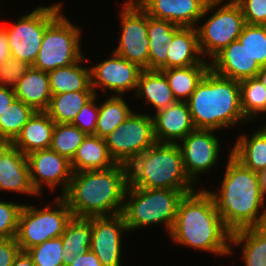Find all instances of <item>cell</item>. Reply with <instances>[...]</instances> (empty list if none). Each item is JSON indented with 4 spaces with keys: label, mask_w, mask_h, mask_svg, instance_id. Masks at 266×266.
Segmentation results:
<instances>
[{
    "label": "cell",
    "mask_w": 266,
    "mask_h": 266,
    "mask_svg": "<svg viewBox=\"0 0 266 266\" xmlns=\"http://www.w3.org/2000/svg\"><path fill=\"white\" fill-rule=\"evenodd\" d=\"M231 235L206 188L184 195L169 233L175 244L220 257L231 255Z\"/></svg>",
    "instance_id": "1"
},
{
    "label": "cell",
    "mask_w": 266,
    "mask_h": 266,
    "mask_svg": "<svg viewBox=\"0 0 266 266\" xmlns=\"http://www.w3.org/2000/svg\"><path fill=\"white\" fill-rule=\"evenodd\" d=\"M224 178L217 192L207 190L226 227L233 233L266 225V204L260 175L229 153ZM263 208V209H261Z\"/></svg>",
    "instance_id": "2"
},
{
    "label": "cell",
    "mask_w": 266,
    "mask_h": 266,
    "mask_svg": "<svg viewBox=\"0 0 266 266\" xmlns=\"http://www.w3.org/2000/svg\"><path fill=\"white\" fill-rule=\"evenodd\" d=\"M128 186V167L116 163L103 170L73 172L61 196L73 217L89 218L122 213Z\"/></svg>",
    "instance_id": "3"
},
{
    "label": "cell",
    "mask_w": 266,
    "mask_h": 266,
    "mask_svg": "<svg viewBox=\"0 0 266 266\" xmlns=\"http://www.w3.org/2000/svg\"><path fill=\"white\" fill-rule=\"evenodd\" d=\"M186 102L196 129L222 131L248 123L241 109L239 81L210 69Z\"/></svg>",
    "instance_id": "4"
},
{
    "label": "cell",
    "mask_w": 266,
    "mask_h": 266,
    "mask_svg": "<svg viewBox=\"0 0 266 266\" xmlns=\"http://www.w3.org/2000/svg\"><path fill=\"white\" fill-rule=\"evenodd\" d=\"M128 185L147 189L197 190L187 176L177 143L153 144L128 165ZM195 187V188H194Z\"/></svg>",
    "instance_id": "5"
},
{
    "label": "cell",
    "mask_w": 266,
    "mask_h": 266,
    "mask_svg": "<svg viewBox=\"0 0 266 266\" xmlns=\"http://www.w3.org/2000/svg\"><path fill=\"white\" fill-rule=\"evenodd\" d=\"M193 191L195 190L147 189L128 185L122 210L128 231L163 224L169 235L180 200Z\"/></svg>",
    "instance_id": "6"
},
{
    "label": "cell",
    "mask_w": 266,
    "mask_h": 266,
    "mask_svg": "<svg viewBox=\"0 0 266 266\" xmlns=\"http://www.w3.org/2000/svg\"><path fill=\"white\" fill-rule=\"evenodd\" d=\"M210 12L212 15L205 19ZM201 19L205 23L196 27V30L199 47L205 59L207 56L211 59L221 49L238 40L246 24L242 9L235 0L227 3L226 0H209L200 21Z\"/></svg>",
    "instance_id": "7"
},
{
    "label": "cell",
    "mask_w": 266,
    "mask_h": 266,
    "mask_svg": "<svg viewBox=\"0 0 266 266\" xmlns=\"http://www.w3.org/2000/svg\"><path fill=\"white\" fill-rule=\"evenodd\" d=\"M72 217L71 210L61 196L43 208L23 204L16 234L21 251L26 252L46 240L60 237Z\"/></svg>",
    "instance_id": "8"
},
{
    "label": "cell",
    "mask_w": 266,
    "mask_h": 266,
    "mask_svg": "<svg viewBox=\"0 0 266 266\" xmlns=\"http://www.w3.org/2000/svg\"><path fill=\"white\" fill-rule=\"evenodd\" d=\"M62 2L50 6L39 5L24 13L16 22L4 25L11 58L20 59L33 66L41 48L45 29L63 12Z\"/></svg>",
    "instance_id": "9"
},
{
    "label": "cell",
    "mask_w": 266,
    "mask_h": 266,
    "mask_svg": "<svg viewBox=\"0 0 266 266\" xmlns=\"http://www.w3.org/2000/svg\"><path fill=\"white\" fill-rule=\"evenodd\" d=\"M62 12L46 29L34 68L50 72L78 62L81 51L82 30Z\"/></svg>",
    "instance_id": "10"
},
{
    "label": "cell",
    "mask_w": 266,
    "mask_h": 266,
    "mask_svg": "<svg viewBox=\"0 0 266 266\" xmlns=\"http://www.w3.org/2000/svg\"><path fill=\"white\" fill-rule=\"evenodd\" d=\"M104 139L115 162L128 165L157 142L151 113L133 112Z\"/></svg>",
    "instance_id": "11"
},
{
    "label": "cell",
    "mask_w": 266,
    "mask_h": 266,
    "mask_svg": "<svg viewBox=\"0 0 266 266\" xmlns=\"http://www.w3.org/2000/svg\"><path fill=\"white\" fill-rule=\"evenodd\" d=\"M122 5L119 13L121 35L113 51L143 70L148 69V14L135 0H125Z\"/></svg>",
    "instance_id": "12"
},
{
    "label": "cell",
    "mask_w": 266,
    "mask_h": 266,
    "mask_svg": "<svg viewBox=\"0 0 266 266\" xmlns=\"http://www.w3.org/2000/svg\"><path fill=\"white\" fill-rule=\"evenodd\" d=\"M111 52L110 58L90 66L91 87L96 95H98L97 89H102L106 95L110 91L113 94L109 95L122 96L132 90L135 94L143 69L114 51Z\"/></svg>",
    "instance_id": "13"
},
{
    "label": "cell",
    "mask_w": 266,
    "mask_h": 266,
    "mask_svg": "<svg viewBox=\"0 0 266 266\" xmlns=\"http://www.w3.org/2000/svg\"><path fill=\"white\" fill-rule=\"evenodd\" d=\"M213 132L216 130L196 129L177 143L185 172L195 186L202 173H208L211 168L217 166L221 143Z\"/></svg>",
    "instance_id": "14"
},
{
    "label": "cell",
    "mask_w": 266,
    "mask_h": 266,
    "mask_svg": "<svg viewBox=\"0 0 266 266\" xmlns=\"http://www.w3.org/2000/svg\"><path fill=\"white\" fill-rule=\"evenodd\" d=\"M29 167V178L33 190L41 196L43 186L51 191L60 187L62 196L70 183L72 168L70 161L51 148L34 151L26 155ZM61 185V186H60Z\"/></svg>",
    "instance_id": "15"
},
{
    "label": "cell",
    "mask_w": 266,
    "mask_h": 266,
    "mask_svg": "<svg viewBox=\"0 0 266 266\" xmlns=\"http://www.w3.org/2000/svg\"><path fill=\"white\" fill-rule=\"evenodd\" d=\"M129 232L122 215L92 217L90 250L103 266H122V234Z\"/></svg>",
    "instance_id": "16"
},
{
    "label": "cell",
    "mask_w": 266,
    "mask_h": 266,
    "mask_svg": "<svg viewBox=\"0 0 266 266\" xmlns=\"http://www.w3.org/2000/svg\"><path fill=\"white\" fill-rule=\"evenodd\" d=\"M135 1L148 16L170 21L180 27H197L209 0Z\"/></svg>",
    "instance_id": "17"
},
{
    "label": "cell",
    "mask_w": 266,
    "mask_h": 266,
    "mask_svg": "<svg viewBox=\"0 0 266 266\" xmlns=\"http://www.w3.org/2000/svg\"><path fill=\"white\" fill-rule=\"evenodd\" d=\"M208 61L212 72L236 81L256 77L261 70L239 40L231 42Z\"/></svg>",
    "instance_id": "18"
},
{
    "label": "cell",
    "mask_w": 266,
    "mask_h": 266,
    "mask_svg": "<svg viewBox=\"0 0 266 266\" xmlns=\"http://www.w3.org/2000/svg\"><path fill=\"white\" fill-rule=\"evenodd\" d=\"M151 116L158 143H178L196 130L186 101H177Z\"/></svg>",
    "instance_id": "19"
},
{
    "label": "cell",
    "mask_w": 266,
    "mask_h": 266,
    "mask_svg": "<svg viewBox=\"0 0 266 266\" xmlns=\"http://www.w3.org/2000/svg\"><path fill=\"white\" fill-rule=\"evenodd\" d=\"M3 190L38 196L30 183L27 157L14 146L0 160V191Z\"/></svg>",
    "instance_id": "20"
},
{
    "label": "cell",
    "mask_w": 266,
    "mask_h": 266,
    "mask_svg": "<svg viewBox=\"0 0 266 266\" xmlns=\"http://www.w3.org/2000/svg\"><path fill=\"white\" fill-rule=\"evenodd\" d=\"M168 69L194 65H209L203 57L196 27H181L168 47Z\"/></svg>",
    "instance_id": "21"
},
{
    "label": "cell",
    "mask_w": 266,
    "mask_h": 266,
    "mask_svg": "<svg viewBox=\"0 0 266 266\" xmlns=\"http://www.w3.org/2000/svg\"><path fill=\"white\" fill-rule=\"evenodd\" d=\"M54 126L55 122L45 111H36L22 127L13 145L25 155L48 149L52 143Z\"/></svg>",
    "instance_id": "22"
},
{
    "label": "cell",
    "mask_w": 266,
    "mask_h": 266,
    "mask_svg": "<svg viewBox=\"0 0 266 266\" xmlns=\"http://www.w3.org/2000/svg\"><path fill=\"white\" fill-rule=\"evenodd\" d=\"M16 98L35 111H46L52 96L47 72L31 66L14 87Z\"/></svg>",
    "instance_id": "23"
},
{
    "label": "cell",
    "mask_w": 266,
    "mask_h": 266,
    "mask_svg": "<svg viewBox=\"0 0 266 266\" xmlns=\"http://www.w3.org/2000/svg\"><path fill=\"white\" fill-rule=\"evenodd\" d=\"M180 28L170 21L148 16V70L168 69V47Z\"/></svg>",
    "instance_id": "24"
},
{
    "label": "cell",
    "mask_w": 266,
    "mask_h": 266,
    "mask_svg": "<svg viewBox=\"0 0 266 266\" xmlns=\"http://www.w3.org/2000/svg\"><path fill=\"white\" fill-rule=\"evenodd\" d=\"M136 99L142 98L144 104L155 109V112L177 102L161 70H142L135 92Z\"/></svg>",
    "instance_id": "25"
},
{
    "label": "cell",
    "mask_w": 266,
    "mask_h": 266,
    "mask_svg": "<svg viewBox=\"0 0 266 266\" xmlns=\"http://www.w3.org/2000/svg\"><path fill=\"white\" fill-rule=\"evenodd\" d=\"M116 164L110 156L105 139L87 135L70 161L73 172L103 170Z\"/></svg>",
    "instance_id": "26"
},
{
    "label": "cell",
    "mask_w": 266,
    "mask_h": 266,
    "mask_svg": "<svg viewBox=\"0 0 266 266\" xmlns=\"http://www.w3.org/2000/svg\"><path fill=\"white\" fill-rule=\"evenodd\" d=\"M84 61L89 59L83 56L74 64L48 72L52 95L72 91H94L91 87L90 66H82L81 62Z\"/></svg>",
    "instance_id": "27"
},
{
    "label": "cell",
    "mask_w": 266,
    "mask_h": 266,
    "mask_svg": "<svg viewBox=\"0 0 266 266\" xmlns=\"http://www.w3.org/2000/svg\"><path fill=\"white\" fill-rule=\"evenodd\" d=\"M250 135L240 134L230 153L243 166L260 173L266 167V130L256 129Z\"/></svg>",
    "instance_id": "28"
},
{
    "label": "cell",
    "mask_w": 266,
    "mask_h": 266,
    "mask_svg": "<svg viewBox=\"0 0 266 266\" xmlns=\"http://www.w3.org/2000/svg\"><path fill=\"white\" fill-rule=\"evenodd\" d=\"M234 245L242 247L241 255L244 266H266V225L233 232L230 254L234 251L232 249Z\"/></svg>",
    "instance_id": "29"
},
{
    "label": "cell",
    "mask_w": 266,
    "mask_h": 266,
    "mask_svg": "<svg viewBox=\"0 0 266 266\" xmlns=\"http://www.w3.org/2000/svg\"><path fill=\"white\" fill-rule=\"evenodd\" d=\"M92 236V217H72L61 235L63 244V263L68 266L78 254L90 250Z\"/></svg>",
    "instance_id": "30"
},
{
    "label": "cell",
    "mask_w": 266,
    "mask_h": 266,
    "mask_svg": "<svg viewBox=\"0 0 266 266\" xmlns=\"http://www.w3.org/2000/svg\"><path fill=\"white\" fill-rule=\"evenodd\" d=\"M95 95L94 91L54 94L45 112L55 123H72L81 108Z\"/></svg>",
    "instance_id": "31"
},
{
    "label": "cell",
    "mask_w": 266,
    "mask_h": 266,
    "mask_svg": "<svg viewBox=\"0 0 266 266\" xmlns=\"http://www.w3.org/2000/svg\"><path fill=\"white\" fill-rule=\"evenodd\" d=\"M209 70V65L169 68L161 70L177 101H187L197 84Z\"/></svg>",
    "instance_id": "32"
},
{
    "label": "cell",
    "mask_w": 266,
    "mask_h": 266,
    "mask_svg": "<svg viewBox=\"0 0 266 266\" xmlns=\"http://www.w3.org/2000/svg\"><path fill=\"white\" fill-rule=\"evenodd\" d=\"M124 98L110 95L100 103L96 136L105 138L134 112Z\"/></svg>",
    "instance_id": "33"
},
{
    "label": "cell",
    "mask_w": 266,
    "mask_h": 266,
    "mask_svg": "<svg viewBox=\"0 0 266 266\" xmlns=\"http://www.w3.org/2000/svg\"><path fill=\"white\" fill-rule=\"evenodd\" d=\"M241 109L249 123L266 111V88L257 77L239 81Z\"/></svg>",
    "instance_id": "34"
},
{
    "label": "cell",
    "mask_w": 266,
    "mask_h": 266,
    "mask_svg": "<svg viewBox=\"0 0 266 266\" xmlns=\"http://www.w3.org/2000/svg\"><path fill=\"white\" fill-rule=\"evenodd\" d=\"M86 136L72 123H55L50 148L71 161Z\"/></svg>",
    "instance_id": "35"
},
{
    "label": "cell",
    "mask_w": 266,
    "mask_h": 266,
    "mask_svg": "<svg viewBox=\"0 0 266 266\" xmlns=\"http://www.w3.org/2000/svg\"><path fill=\"white\" fill-rule=\"evenodd\" d=\"M35 112L32 107L16 98L9 108L0 114V137L14 141Z\"/></svg>",
    "instance_id": "36"
},
{
    "label": "cell",
    "mask_w": 266,
    "mask_h": 266,
    "mask_svg": "<svg viewBox=\"0 0 266 266\" xmlns=\"http://www.w3.org/2000/svg\"><path fill=\"white\" fill-rule=\"evenodd\" d=\"M238 40L260 67L266 66V25L245 24Z\"/></svg>",
    "instance_id": "37"
},
{
    "label": "cell",
    "mask_w": 266,
    "mask_h": 266,
    "mask_svg": "<svg viewBox=\"0 0 266 266\" xmlns=\"http://www.w3.org/2000/svg\"><path fill=\"white\" fill-rule=\"evenodd\" d=\"M63 244L60 237L44 241L42 244L28 249L35 266H64Z\"/></svg>",
    "instance_id": "38"
},
{
    "label": "cell",
    "mask_w": 266,
    "mask_h": 266,
    "mask_svg": "<svg viewBox=\"0 0 266 266\" xmlns=\"http://www.w3.org/2000/svg\"><path fill=\"white\" fill-rule=\"evenodd\" d=\"M22 207L23 204L0 199V239L16 238Z\"/></svg>",
    "instance_id": "39"
},
{
    "label": "cell",
    "mask_w": 266,
    "mask_h": 266,
    "mask_svg": "<svg viewBox=\"0 0 266 266\" xmlns=\"http://www.w3.org/2000/svg\"><path fill=\"white\" fill-rule=\"evenodd\" d=\"M99 95H95L76 115L72 124L87 135H95L96 123L99 116V105L96 103Z\"/></svg>",
    "instance_id": "40"
},
{
    "label": "cell",
    "mask_w": 266,
    "mask_h": 266,
    "mask_svg": "<svg viewBox=\"0 0 266 266\" xmlns=\"http://www.w3.org/2000/svg\"><path fill=\"white\" fill-rule=\"evenodd\" d=\"M31 66L17 58H10L0 64V86L14 88Z\"/></svg>",
    "instance_id": "41"
},
{
    "label": "cell",
    "mask_w": 266,
    "mask_h": 266,
    "mask_svg": "<svg viewBox=\"0 0 266 266\" xmlns=\"http://www.w3.org/2000/svg\"><path fill=\"white\" fill-rule=\"evenodd\" d=\"M241 7L246 24L266 25V0H235Z\"/></svg>",
    "instance_id": "42"
},
{
    "label": "cell",
    "mask_w": 266,
    "mask_h": 266,
    "mask_svg": "<svg viewBox=\"0 0 266 266\" xmlns=\"http://www.w3.org/2000/svg\"><path fill=\"white\" fill-rule=\"evenodd\" d=\"M20 251L16 238L0 239V266H12Z\"/></svg>",
    "instance_id": "43"
},
{
    "label": "cell",
    "mask_w": 266,
    "mask_h": 266,
    "mask_svg": "<svg viewBox=\"0 0 266 266\" xmlns=\"http://www.w3.org/2000/svg\"><path fill=\"white\" fill-rule=\"evenodd\" d=\"M68 266H103L98 257L91 250L86 253L78 254Z\"/></svg>",
    "instance_id": "44"
},
{
    "label": "cell",
    "mask_w": 266,
    "mask_h": 266,
    "mask_svg": "<svg viewBox=\"0 0 266 266\" xmlns=\"http://www.w3.org/2000/svg\"><path fill=\"white\" fill-rule=\"evenodd\" d=\"M15 99L14 88L0 86V114L6 111Z\"/></svg>",
    "instance_id": "45"
},
{
    "label": "cell",
    "mask_w": 266,
    "mask_h": 266,
    "mask_svg": "<svg viewBox=\"0 0 266 266\" xmlns=\"http://www.w3.org/2000/svg\"><path fill=\"white\" fill-rule=\"evenodd\" d=\"M11 58L7 32L4 24H0V64Z\"/></svg>",
    "instance_id": "46"
},
{
    "label": "cell",
    "mask_w": 266,
    "mask_h": 266,
    "mask_svg": "<svg viewBox=\"0 0 266 266\" xmlns=\"http://www.w3.org/2000/svg\"><path fill=\"white\" fill-rule=\"evenodd\" d=\"M12 266H35V264L27 252L20 251L15 257Z\"/></svg>",
    "instance_id": "47"
},
{
    "label": "cell",
    "mask_w": 266,
    "mask_h": 266,
    "mask_svg": "<svg viewBox=\"0 0 266 266\" xmlns=\"http://www.w3.org/2000/svg\"><path fill=\"white\" fill-rule=\"evenodd\" d=\"M13 146L12 140L0 137V160Z\"/></svg>",
    "instance_id": "48"
},
{
    "label": "cell",
    "mask_w": 266,
    "mask_h": 266,
    "mask_svg": "<svg viewBox=\"0 0 266 266\" xmlns=\"http://www.w3.org/2000/svg\"><path fill=\"white\" fill-rule=\"evenodd\" d=\"M261 189L264 197L266 196V167L259 173Z\"/></svg>",
    "instance_id": "49"
},
{
    "label": "cell",
    "mask_w": 266,
    "mask_h": 266,
    "mask_svg": "<svg viewBox=\"0 0 266 266\" xmlns=\"http://www.w3.org/2000/svg\"><path fill=\"white\" fill-rule=\"evenodd\" d=\"M256 77L261 81V83L266 88V66L265 67H261V70L258 72Z\"/></svg>",
    "instance_id": "50"
},
{
    "label": "cell",
    "mask_w": 266,
    "mask_h": 266,
    "mask_svg": "<svg viewBox=\"0 0 266 266\" xmlns=\"http://www.w3.org/2000/svg\"><path fill=\"white\" fill-rule=\"evenodd\" d=\"M263 114H266V111L263 113ZM259 129H262V130H266V124H264L261 128Z\"/></svg>",
    "instance_id": "51"
}]
</instances>
